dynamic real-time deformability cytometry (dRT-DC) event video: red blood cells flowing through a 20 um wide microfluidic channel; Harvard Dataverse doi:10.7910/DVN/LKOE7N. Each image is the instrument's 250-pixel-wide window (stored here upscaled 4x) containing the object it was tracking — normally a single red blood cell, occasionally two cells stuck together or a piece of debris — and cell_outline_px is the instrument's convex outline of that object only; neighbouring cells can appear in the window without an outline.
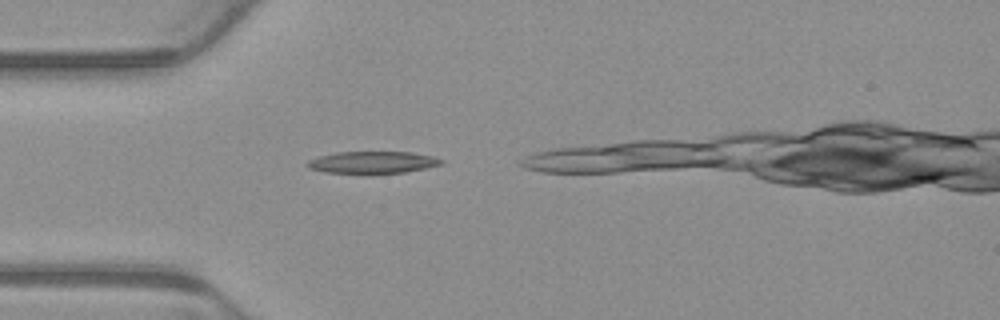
{"species": "common noctule bat (a hibernating species)", "species_latin": "Nyctalus noctula", "temperature_condition": "warm", "stored_images_in_passage": 5, "camera_frame_rate_fps": 3000, "um_per_image_px": 0.085, "animal": {"sex": "male", "body_mass_g": 23.1, "forearm_length_mm": 52.7}, "frame": {"image": 1, "passage_image": 1, "time_ms": 0.0, "image_size_px": [1000, 320], "cell_outline_px": [[444, 164], [404, 172], [324, 172], [308, 168], [304, 164], [308, 160], [320, 156], [336, 152], [412, 152], [432, 156], [444, 160]], "centroid_in_image_um": [31.66, 13.78], "position_along_channel_um": 53.3, "area_um2": 16.82}}
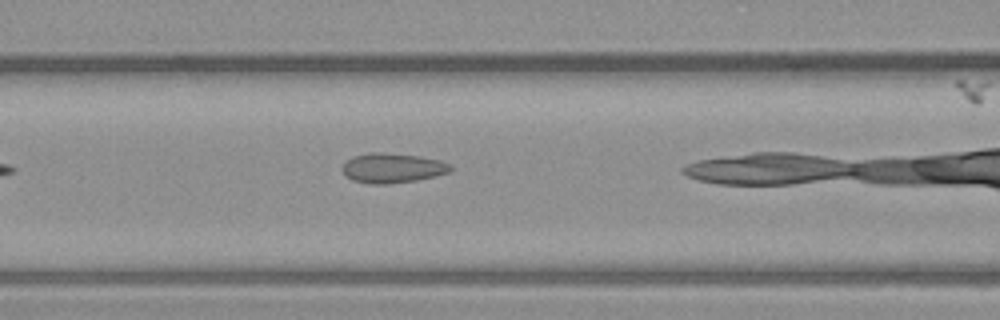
{"frame": {"image": 2, "passage_image": 4, "time_ms": 1.0, "image_size_px": [1000, 320], "cell_outline_px": [[452, 172], [436, 176], [416, 180], [388, 184], [368, 184], [352, 180], [344, 176], [340, 168], [352, 156], [368, 152], [384, 152], [420, 156], [440, 160], [452, 164]], "centroid_in_image_um": [33.35, 14.28], "position_along_channel_um": 133.2, "area_um2": 19.19}}